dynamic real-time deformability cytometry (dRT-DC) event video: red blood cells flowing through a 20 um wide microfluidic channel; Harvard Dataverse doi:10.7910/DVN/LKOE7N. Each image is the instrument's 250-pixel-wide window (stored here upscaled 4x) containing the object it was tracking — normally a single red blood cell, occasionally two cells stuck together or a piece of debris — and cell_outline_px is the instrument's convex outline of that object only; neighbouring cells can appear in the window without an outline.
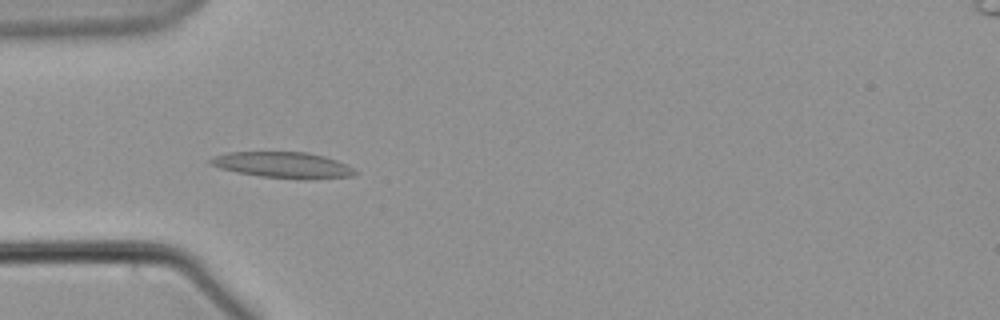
{"species": "common noctule bat (a hibernating species)", "species_latin": "Nyctalus noctula", "temperature_condition": "warm", "stored_images_in_passage": 58, "camera_frame_rate_fps": 3000, "um_per_image_px": 0.085, "animal": {"sex": "male", "body_mass_g": 21.5, "forearm_length_mm": 52.0}, "frame": {"image": 1, "passage_image": 18, "time_ms": 5.667, "image_size_px": [1000, 320], "cell_outline_px": [[360, 172], [352, 176], [304, 180], [300, 180], [260, 176], [236, 172], [220, 168], [208, 164], [208, 160], [216, 156], [228, 152], [308, 152], [324, 156], [348, 164]], "centroid_in_image_um": [24.1, 14.04], "position_along_channel_um": 60.9, "area_um2": 22.2}}
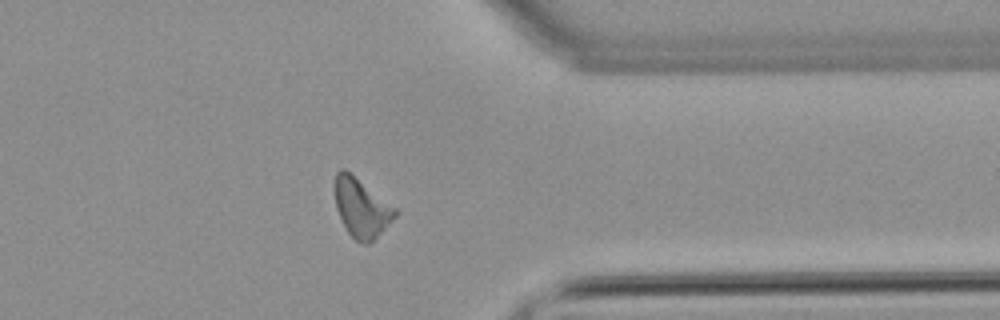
{"frame": {"image": 2, "passage_image": 46, "time_ms": 15.0, "image_size_px": [1000, 320], "cell_outline_px": [[400, 212], [368, 244], [360, 244], [348, 232], [336, 208], [332, 188], [336, 172], [340, 168], [344, 168], [396, 208]], "centroid_in_image_um": [30.67, 17.63], "position_along_channel_um": 380.7, "area_um2": 20.58}}
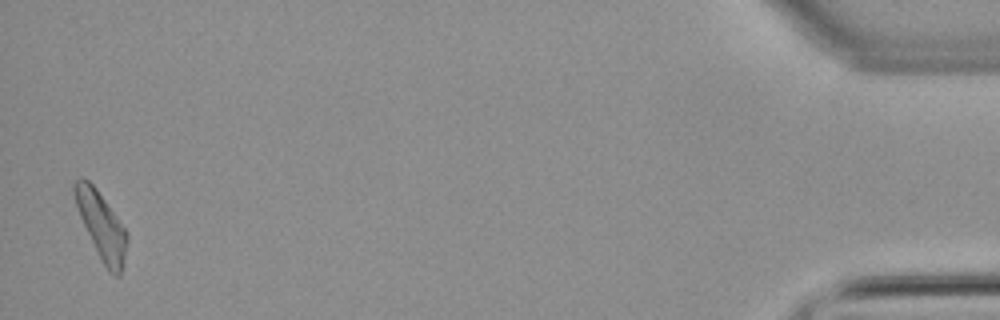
{"frame": {"image": 3, "passage_image": 57, "time_ms": 18.667, "image_size_px": [1000, 320], "cell_outline_px": [[128, 240], [120, 276], [116, 276], [108, 272], [80, 216], [72, 192], [72, 184], [76, 180], [88, 180], [96, 188], [124, 228], [128, 236]], "centroid_in_image_um": [8.62, 19.18], "position_along_channel_um": 426.6, "area_um2": 19.59}}